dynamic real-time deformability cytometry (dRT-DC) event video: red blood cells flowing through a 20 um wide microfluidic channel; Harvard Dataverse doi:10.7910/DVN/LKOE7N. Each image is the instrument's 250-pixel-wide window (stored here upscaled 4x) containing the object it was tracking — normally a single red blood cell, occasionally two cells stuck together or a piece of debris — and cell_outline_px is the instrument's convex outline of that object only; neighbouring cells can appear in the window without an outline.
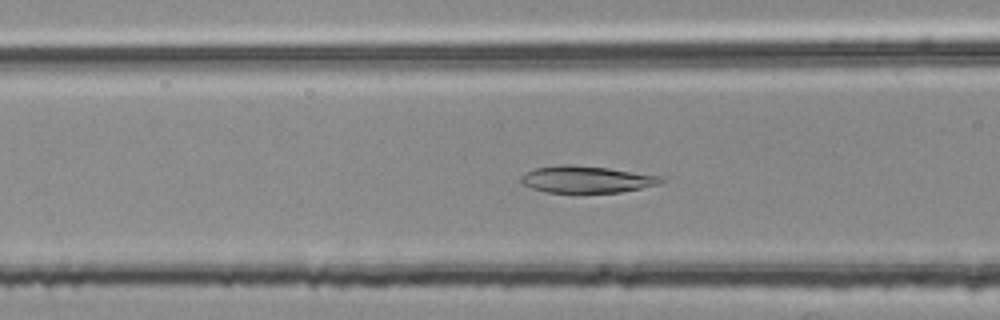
{"species": "common noctule bat (a hibernating species)", "species_latin": "Nyctalus noctula", "temperature_condition": "room temperature", "stored_images_in_passage": 35, "camera_frame_rate_fps": 3000, "um_per_image_px": 0.085, "animal": {"sex": "female", "body_mass_g": 25.1}, "frame": {"image": 1, "passage_image": 12, "time_ms": 3.667, "image_size_px": [1000, 320], "cell_outline_px": [[664, 180], [660, 184], [620, 192], [576, 196], [544, 192], [532, 188], [524, 184], [520, 180], [520, 176], [536, 168], [560, 164], [572, 164], [608, 168], [664, 176]], "centroid_in_image_um": [49.85, 15.29], "position_along_channel_um": 116.7, "area_um2": 22.95}}
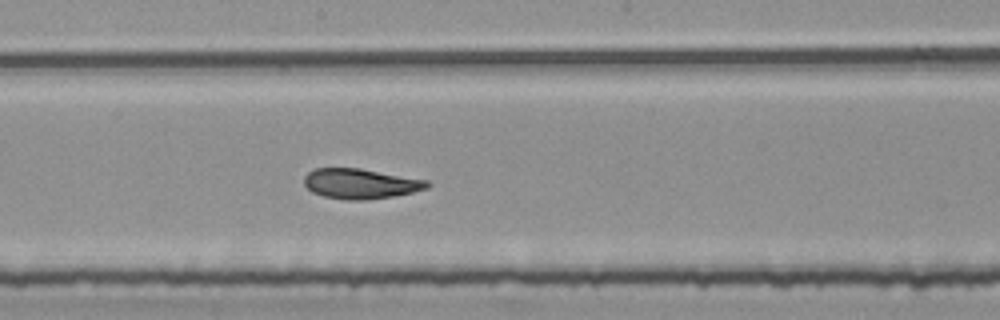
{"frame": {"image": 2, "passage_image": 20, "time_ms": 6.333, "image_size_px": [1000, 320], "cell_outline_px": [[432, 184], [428, 188], [412, 192], [392, 196], [364, 200], [348, 200], [324, 196], [312, 192], [304, 184], [304, 176], [312, 168], [360, 168], [428, 180]], "centroid_in_image_um": [30.64, 15.6], "position_along_channel_um": 217.6, "area_um2": 21.62}}
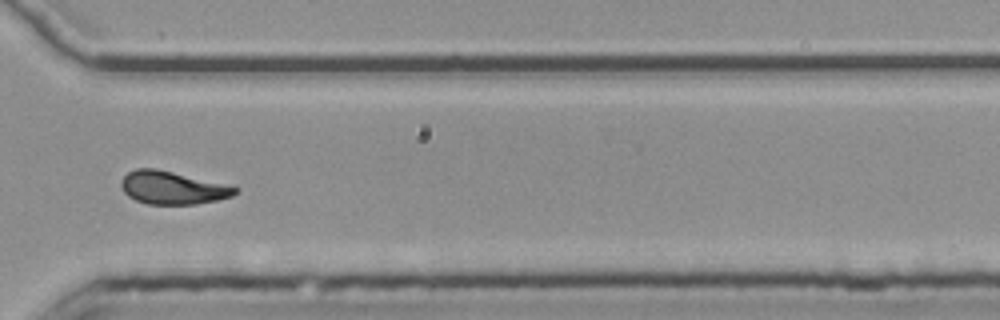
{"frame": {"image": 3, "passage_image": 31, "time_ms": 10.0, "image_size_px": [1000, 320], "cell_outline_px": [[240, 192], [232, 196], [216, 200], [196, 204], [148, 204], [136, 200], [128, 196], [124, 192], [120, 184], [124, 176], [128, 172], [136, 168], [156, 168], [240, 188]], "centroid_in_image_um": [14.65, 15.96], "position_along_channel_um": 355.9, "area_um2": 21.68}, "authors_computed_cell_mechanics": {"area_um2": 22.0796, "velocity_mm_per_s": 3.7802, "shape_relaxation_time_tau1_ms": 8.4119, "shape_relaxation_time_tau2_ms": 3.0807, "deformation_change_tau1": 0.209, "deformation_change_tau2": 0.0797}}